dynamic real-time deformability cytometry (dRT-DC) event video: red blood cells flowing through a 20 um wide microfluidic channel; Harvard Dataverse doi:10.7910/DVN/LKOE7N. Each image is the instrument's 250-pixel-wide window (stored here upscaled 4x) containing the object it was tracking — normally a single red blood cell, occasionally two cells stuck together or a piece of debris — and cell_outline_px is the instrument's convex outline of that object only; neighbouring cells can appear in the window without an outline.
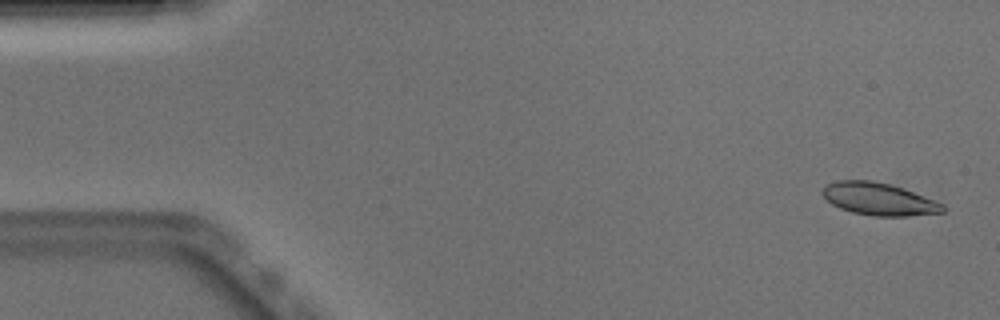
{"species": "Egyptian fruit bat (a non-hibernating species)", "species_latin": "Rousettus aegyptiacus", "temperature_condition": "warm", "stored_images_in_passage": 51, "camera_frame_rate_fps": 3000, "um_per_image_px": 0.085, "animal": {"sex": "male"}, "frame": {"image": 1, "passage_image": 2, "time_ms": 0.333, "image_size_px": [1000, 320], "cell_outline_px": [[948, 208], [944, 212], [904, 216], [872, 216], [852, 212], [840, 208], [832, 204], [820, 192], [828, 184], [836, 180], [872, 180], [888, 184], [912, 192], [944, 204]], "centroid_in_image_um": [74.69, 16.92], "position_along_channel_um": 10.3, "area_um2": 22.48}}
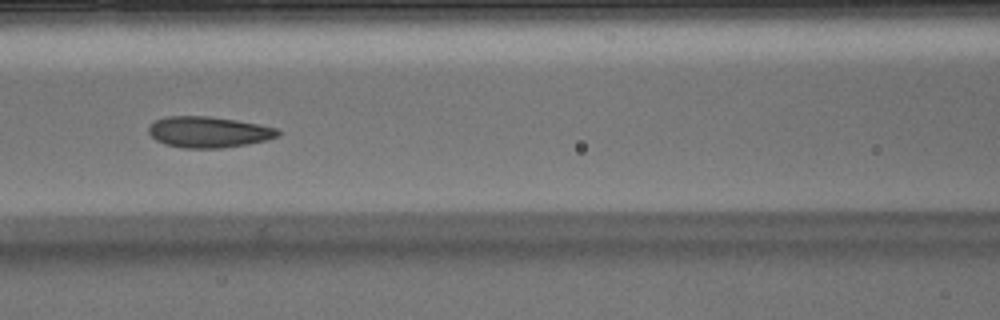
{"frame": {"image": 2, "passage_image": 22, "time_ms": 7.0, "image_size_px": [1000, 320], "cell_outline_px": [[280, 136], [268, 140], [220, 148], [184, 148], [164, 144], [156, 140], [148, 132], [148, 128], [156, 120], [164, 116], [208, 116], [236, 120], [276, 128], [280, 132]], "centroid_in_image_um": [17.71, 11.22], "position_along_channel_um": 148.9, "area_um2": 23.24}}
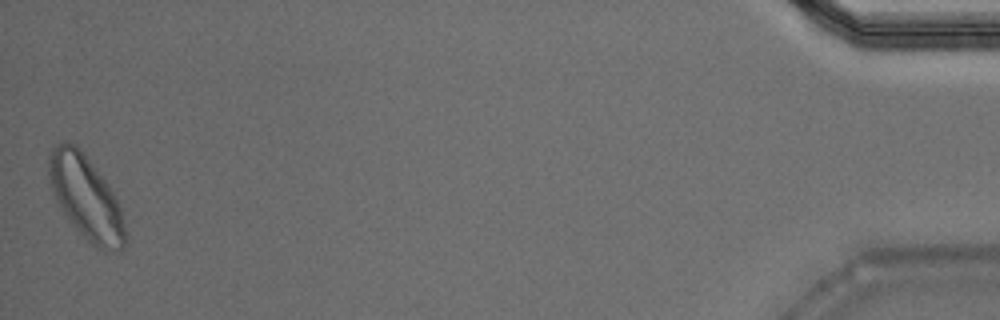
{"frame": {"image": 3, "passage_image": 51, "time_ms": 16.667, "image_size_px": [1000, 320], "cell_outline_px": [[128, 244], [120, 252], [104, 252], [96, 248], [72, 224], [60, 204], [52, 188], [48, 172], [48, 156], [52, 148], [60, 140], [64, 140], [76, 144], [80, 148], [108, 184], [120, 208], [128, 236]], "centroid_in_image_um": [7.35, 16.81], "position_along_channel_um": 427.8, "area_um2": 37.22}, "authors_computed_cell_mechanics": {"area_um2": 23.4668, "velocity_mm_per_s": 3.8751, "shape_relaxation_time_tau1_ms": 3.5255, "shape_relaxation_time_tau2_ms": 1.8879, "deformation_change_tau1": 0.1173, "deformation_change_tau2": 0.0726}}